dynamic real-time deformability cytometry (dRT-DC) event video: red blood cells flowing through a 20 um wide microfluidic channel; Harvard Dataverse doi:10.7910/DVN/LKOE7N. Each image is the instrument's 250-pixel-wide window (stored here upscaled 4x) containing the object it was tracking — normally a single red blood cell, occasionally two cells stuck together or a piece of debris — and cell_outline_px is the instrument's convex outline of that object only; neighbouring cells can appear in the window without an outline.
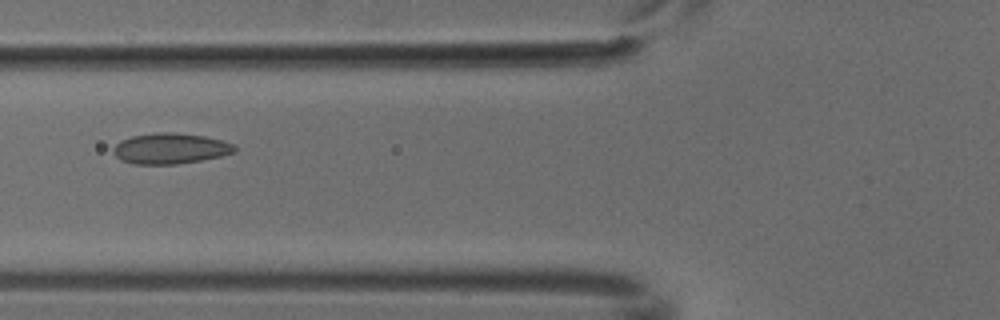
{"species": "common noctule bat (a hibernating species)", "species_latin": "Nyctalus noctula", "temperature_condition": "cold", "stored_images_in_passage": 5, "camera_frame_rate_fps": 3000, "um_per_image_px": 0.085, "animal": {"sex": "male", "body_mass_g": 18.8}, "frame": {"image": 1, "passage_image": 4, "time_ms": 1.0, "image_size_px": [1000, 320], "cell_outline_px": [[236, 152], [220, 156], [200, 160], [176, 164], [132, 164], [120, 160], [112, 152], [112, 148], [120, 140], [132, 136], [160, 132], [172, 132], [204, 136], [220, 140], [232, 144], [236, 148]], "centroid_in_image_um": [14.43, 12.62], "position_along_channel_um": 111.4, "area_um2": 21.62}}
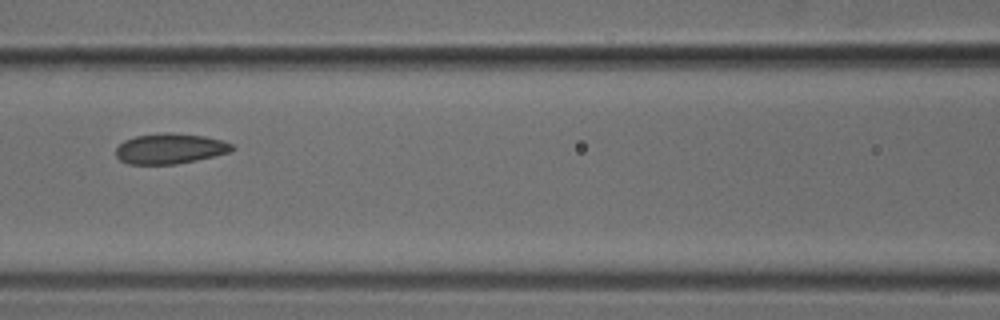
{"frame": {"image": 2, "passage_image": 5, "time_ms": 1.333, "image_size_px": [1000, 320], "cell_outline_px": [[236, 148], [232, 152], [196, 160], [176, 164], [128, 164], [120, 160], [116, 156], [116, 148], [124, 140], [136, 136], [172, 132], [204, 136], [224, 140], [232, 144]], "centroid_in_image_um": [14.49, 12.63], "position_along_channel_um": 152.1, "area_um2": 20.63}}